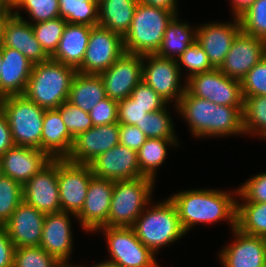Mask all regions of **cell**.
I'll list each match as a JSON object with an SVG mask.
<instances>
[{
	"mask_svg": "<svg viewBox=\"0 0 266 267\" xmlns=\"http://www.w3.org/2000/svg\"><path fill=\"white\" fill-rule=\"evenodd\" d=\"M0 160L3 175L24 185L52 158L40 149L14 145L0 157Z\"/></svg>",
	"mask_w": 266,
	"mask_h": 267,
	"instance_id": "22",
	"label": "cell"
},
{
	"mask_svg": "<svg viewBox=\"0 0 266 267\" xmlns=\"http://www.w3.org/2000/svg\"><path fill=\"white\" fill-rule=\"evenodd\" d=\"M54 256L40 246L15 248L13 267H60Z\"/></svg>",
	"mask_w": 266,
	"mask_h": 267,
	"instance_id": "41",
	"label": "cell"
},
{
	"mask_svg": "<svg viewBox=\"0 0 266 267\" xmlns=\"http://www.w3.org/2000/svg\"><path fill=\"white\" fill-rule=\"evenodd\" d=\"M17 3L18 0H0V6L11 11L16 7Z\"/></svg>",
	"mask_w": 266,
	"mask_h": 267,
	"instance_id": "55",
	"label": "cell"
},
{
	"mask_svg": "<svg viewBox=\"0 0 266 267\" xmlns=\"http://www.w3.org/2000/svg\"><path fill=\"white\" fill-rule=\"evenodd\" d=\"M146 139L145 134L137 126L120 124L119 144L138 151Z\"/></svg>",
	"mask_w": 266,
	"mask_h": 267,
	"instance_id": "48",
	"label": "cell"
},
{
	"mask_svg": "<svg viewBox=\"0 0 266 267\" xmlns=\"http://www.w3.org/2000/svg\"><path fill=\"white\" fill-rule=\"evenodd\" d=\"M3 176V169H2V164H1V160H0V178Z\"/></svg>",
	"mask_w": 266,
	"mask_h": 267,
	"instance_id": "57",
	"label": "cell"
},
{
	"mask_svg": "<svg viewBox=\"0 0 266 267\" xmlns=\"http://www.w3.org/2000/svg\"><path fill=\"white\" fill-rule=\"evenodd\" d=\"M45 214L22 201L4 225L16 248L40 246Z\"/></svg>",
	"mask_w": 266,
	"mask_h": 267,
	"instance_id": "23",
	"label": "cell"
},
{
	"mask_svg": "<svg viewBox=\"0 0 266 267\" xmlns=\"http://www.w3.org/2000/svg\"><path fill=\"white\" fill-rule=\"evenodd\" d=\"M93 235L104 237L107 245L105 259L111 262L123 267H161L158 257L137 238L132 227L103 226Z\"/></svg>",
	"mask_w": 266,
	"mask_h": 267,
	"instance_id": "8",
	"label": "cell"
},
{
	"mask_svg": "<svg viewBox=\"0 0 266 267\" xmlns=\"http://www.w3.org/2000/svg\"><path fill=\"white\" fill-rule=\"evenodd\" d=\"M15 248L5 227L0 226V267H13Z\"/></svg>",
	"mask_w": 266,
	"mask_h": 267,
	"instance_id": "49",
	"label": "cell"
},
{
	"mask_svg": "<svg viewBox=\"0 0 266 267\" xmlns=\"http://www.w3.org/2000/svg\"><path fill=\"white\" fill-rule=\"evenodd\" d=\"M176 59L155 54L143 55L142 80L169 104L177 105L186 91V82Z\"/></svg>",
	"mask_w": 266,
	"mask_h": 267,
	"instance_id": "10",
	"label": "cell"
},
{
	"mask_svg": "<svg viewBox=\"0 0 266 267\" xmlns=\"http://www.w3.org/2000/svg\"><path fill=\"white\" fill-rule=\"evenodd\" d=\"M106 97L100 75L77 72L73 78L67 101L85 112H90L98 102Z\"/></svg>",
	"mask_w": 266,
	"mask_h": 267,
	"instance_id": "30",
	"label": "cell"
},
{
	"mask_svg": "<svg viewBox=\"0 0 266 267\" xmlns=\"http://www.w3.org/2000/svg\"><path fill=\"white\" fill-rule=\"evenodd\" d=\"M58 159H52L23 185V201L44 214L61 211Z\"/></svg>",
	"mask_w": 266,
	"mask_h": 267,
	"instance_id": "18",
	"label": "cell"
},
{
	"mask_svg": "<svg viewBox=\"0 0 266 267\" xmlns=\"http://www.w3.org/2000/svg\"><path fill=\"white\" fill-rule=\"evenodd\" d=\"M239 185L236 202L266 203V171L250 176Z\"/></svg>",
	"mask_w": 266,
	"mask_h": 267,
	"instance_id": "43",
	"label": "cell"
},
{
	"mask_svg": "<svg viewBox=\"0 0 266 267\" xmlns=\"http://www.w3.org/2000/svg\"><path fill=\"white\" fill-rule=\"evenodd\" d=\"M256 0H228V6L232 17H239L245 12Z\"/></svg>",
	"mask_w": 266,
	"mask_h": 267,
	"instance_id": "52",
	"label": "cell"
},
{
	"mask_svg": "<svg viewBox=\"0 0 266 267\" xmlns=\"http://www.w3.org/2000/svg\"><path fill=\"white\" fill-rule=\"evenodd\" d=\"M132 228L137 238L157 257V253L163 248H169L189 236L183 230L177 209L168 196L161 201L153 200L136 219Z\"/></svg>",
	"mask_w": 266,
	"mask_h": 267,
	"instance_id": "3",
	"label": "cell"
},
{
	"mask_svg": "<svg viewBox=\"0 0 266 267\" xmlns=\"http://www.w3.org/2000/svg\"><path fill=\"white\" fill-rule=\"evenodd\" d=\"M230 242L217 251L221 267H264L266 238L247 235L237 228L231 230Z\"/></svg>",
	"mask_w": 266,
	"mask_h": 267,
	"instance_id": "16",
	"label": "cell"
},
{
	"mask_svg": "<svg viewBox=\"0 0 266 267\" xmlns=\"http://www.w3.org/2000/svg\"><path fill=\"white\" fill-rule=\"evenodd\" d=\"M0 108L7 118L14 145L41 150L42 125L46 109L25 95L1 98Z\"/></svg>",
	"mask_w": 266,
	"mask_h": 267,
	"instance_id": "7",
	"label": "cell"
},
{
	"mask_svg": "<svg viewBox=\"0 0 266 267\" xmlns=\"http://www.w3.org/2000/svg\"><path fill=\"white\" fill-rule=\"evenodd\" d=\"M57 110L60 112L62 120L73 138L93 127L88 112L83 111L68 101L63 102Z\"/></svg>",
	"mask_w": 266,
	"mask_h": 267,
	"instance_id": "42",
	"label": "cell"
},
{
	"mask_svg": "<svg viewBox=\"0 0 266 267\" xmlns=\"http://www.w3.org/2000/svg\"><path fill=\"white\" fill-rule=\"evenodd\" d=\"M118 102L111 98H104L98 102L90 112L93 126L118 123Z\"/></svg>",
	"mask_w": 266,
	"mask_h": 267,
	"instance_id": "46",
	"label": "cell"
},
{
	"mask_svg": "<svg viewBox=\"0 0 266 267\" xmlns=\"http://www.w3.org/2000/svg\"><path fill=\"white\" fill-rule=\"evenodd\" d=\"M12 13L30 24L53 20L60 17L59 2L58 0H18Z\"/></svg>",
	"mask_w": 266,
	"mask_h": 267,
	"instance_id": "36",
	"label": "cell"
},
{
	"mask_svg": "<svg viewBox=\"0 0 266 267\" xmlns=\"http://www.w3.org/2000/svg\"><path fill=\"white\" fill-rule=\"evenodd\" d=\"M88 165L95 177L111 181L133 180L144 176L140 172L137 151L122 144L100 154Z\"/></svg>",
	"mask_w": 266,
	"mask_h": 267,
	"instance_id": "19",
	"label": "cell"
},
{
	"mask_svg": "<svg viewBox=\"0 0 266 267\" xmlns=\"http://www.w3.org/2000/svg\"><path fill=\"white\" fill-rule=\"evenodd\" d=\"M124 52L122 36L100 25L93 26L83 62L77 68V72L99 75Z\"/></svg>",
	"mask_w": 266,
	"mask_h": 267,
	"instance_id": "11",
	"label": "cell"
},
{
	"mask_svg": "<svg viewBox=\"0 0 266 267\" xmlns=\"http://www.w3.org/2000/svg\"><path fill=\"white\" fill-rule=\"evenodd\" d=\"M138 0H101L98 25L124 37L130 28Z\"/></svg>",
	"mask_w": 266,
	"mask_h": 267,
	"instance_id": "29",
	"label": "cell"
},
{
	"mask_svg": "<svg viewBox=\"0 0 266 267\" xmlns=\"http://www.w3.org/2000/svg\"><path fill=\"white\" fill-rule=\"evenodd\" d=\"M118 123L126 125H136L140 123L145 115L150 113V107H142L136 104L130 96L118 101Z\"/></svg>",
	"mask_w": 266,
	"mask_h": 267,
	"instance_id": "47",
	"label": "cell"
},
{
	"mask_svg": "<svg viewBox=\"0 0 266 267\" xmlns=\"http://www.w3.org/2000/svg\"><path fill=\"white\" fill-rule=\"evenodd\" d=\"M182 144L180 140L147 138L137 151L140 172L156 181L157 175L160 174L158 170L166 163L169 149L178 148Z\"/></svg>",
	"mask_w": 266,
	"mask_h": 267,
	"instance_id": "31",
	"label": "cell"
},
{
	"mask_svg": "<svg viewBox=\"0 0 266 267\" xmlns=\"http://www.w3.org/2000/svg\"><path fill=\"white\" fill-rule=\"evenodd\" d=\"M236 228L266 238V203L236 202Z\"/></svg>",
	"mask_w": 266,
	"mask_h": 267,
	"instance_id": "33",
	"label": "cell"
},
{
	"mask_svg": "<svg viewBox=\"0 0 266 267\" xmlns=\"http://www.w3.org/2000/svg\"><path fill=\"white\" fill-rule=\"evenodd\" d=\"M243 97L266 96V55L241 79Z\"/></svg>",
	"mask_w": 266,
	"mask_h": 267,
	"instance_id": "44",
	"label": "cell"
},
{
	"mask_svg": "<svg viewBox=\"0 0 266 267\" xmlns=\"http://www.w3.org/2000/svg\"><path fill=\"white\" fill-rule=\"evenodd\" d=\"M14 146L7 118L0 108V157Z\"/></svg>",
	"mask_w": 266,
	"mask_h": 267,
	"instance_id": "50",
	"label": "cell"
},
{
	"mask_svg": "<svg viewBox=\"0 0 266 267\" xmlns=\"http://www.w3.org/2000/svg\"><path fill=\"white\" fill-rule=\"evenodd\" d=\"M243 108L217 105L192 95L187 89L177 104L179 118L187 123L189 129L187 132L196 141L208 138L245 137Z\"/></svg>",
	"mask_w": 266,
	"mask_h": 267,
	"instance_id": "2",
	"label": "cell"
},
{
	"mask_svg": "<svg viewBox=\"0 0 266 267\" xmlns=\"http://www.w3.org/2000/svg\"><path fill=\"white\" fill-rule=\"evenodd\" d=\"M172 105V107H170ZM170 107V108H169ZM173 110L178 115L177 105L167 104L163 109L151 112L145 115V118L136 123L137 126L147 138H161L169 140H180L176 133Z\"/></svg>",
	"mask_w": 266,
	"mask_h": 267,
	"instance_id": "32",
	"label": "cell"
},
{
	"mask_svg": "<svg viewBox=\"0 0 266 267\" xmlns=\"http://www.w3.org/2000/svg\"><path fill=\"white\" fill-rule=\"evenodd\" d=\"M114 181L93 176L90 180L83 208L76 216L83 233L93 235L106 225L112 201Z\"/></svg>",
	"mask_w": 266,
	"mask_h": 267,
	"instance_id": "17",
	"label": "cell"
},
{
	"mask_svg": "<svg viewBox=\"0 0 266 267\" xmlns=\"http://www.w3.org/2000/svg\"><path fill=\"white\" fill-rule=\"evenodd\" d=\"M23 201V185L7 176L0 178V226H4Z\"/></svg>",
	"mask_w": 266,
	"mask_h": 267,
	"instance_id": "37",
	"label": "cell"
},
{
	"mask_svg": "<svg viewBox=\"0 0 266 267\" xmlns=\"http://www.w3.org/2000/svg\"><path fill=\"white\" fill-rule=\"evenodd\" d=\"M266 55V41L240 31L232 41L220 70L240 80Z\"/></svg>",
	"mask_w": 266,
	"mask_h": 267,
	"instance_id": "20",
	"label": "cell"
},
{
	"mask_svg": "<svg viewBox=\"0 0 266 267\" xmlns=\"http://www.w3.org/2000/svg\"><path fill=\"white\" fill-rule=\"evenodd\" d=\"M238 18L242 32L266 41V0H256Z\"/></svg>",
	"mask_w": 266,
	"mask_h": 267,
	"instance_id": "39",
	"label": "cell"
},
{
	"mask_svg": "<svg viewBox=\"0 0 266 267\" xmlns=\"http://www.w3.org/2000/svg\"><path fill=\"white\" fill-rule=\"evenodd\" d=\"M59 14L67 23L97 26L99 2L95 0H58Z\"/></svg>",
	"mask_w": 266,
	"mask_h": 267,
	"instance_id": "35",
	"label": "cell"
},
{
	"mask_svg": "<svg viewBox=\"0 0 266 267\" xmlns=\"http://www.w3.org/2000/svg\"><path fill=\"white\" fill-rule=\"evenodd\" d=\"M12 14V11L9 9L3 8L0 11V48L2 47L3 43V34H4V27L7 21V18Z\"/></svg>",
	"mask_w": 266,
	"mask_h": 267,
	"instance_id": "53",
	"label": "cell"
},
{
	"mask_svg": "<svg viewBox=\"0 0 266 267\" xmlns=\"http://www.w3.org/2000/svg\"><path fill=\"white\" fill-rule=\"evenodd\" d=\"M143 56L124 52L100 75L106 96L115 101L128 98L142 80Z\"/></svg>",
	"mask_w": 266,
	"mask_h": 267,
	"instance_id": "14",
	"label": "cell"
},
{
	"mask_svg": "<svg viewBox=\"0 0 266 267\" xmlns=\"http://www.w3.org/2000/svg\"><path fill=\"white\" fill-rule=\"evenodd\" d=\"M76 264H62L60 267H78L77 266V262H75Z\"/></svg>",
	"mask_w": 266,
	"mask_h": 267,
	"instance_id": "56",
	"label": "cell"
},
{
	"mask_svg": "<svg viewBox=\"0 0 266 267\" xmlns=\"http://www.w3.org/2000/svg\"><path fill=\"white\" fill-rule=\"evenodd\" d=\"M130 97L142 107H150V113L163 109L168 102L155 92L145 81L141 80L133 89Z\"/></svg>",
	"mask_w": 266,
	"mask_h": 267,
	"instance_id": "45",
	"label": "cell"
},
{
	"mask_svg": "<svg viewBox=\"0 0 266 267\" xmlns=\"http://www.w3.org/2000/svg\"><path fill=\"white\" fill-rule=\"evenodd\" d=\"M73 219L78 222L76 215L65 211L47 213L44 217L40 247L62 264H75L71 260L76 240Z\"/></svg>",
	"mask_w": 266,
	"mask_h": 267,
	"instance_id": "13",
	"label": "cell"
},
{
	"mask_svg": "<svg viewBox=\"0 0 266 267\" xmlns=\"http://www.w3.org/2000/svg\"><path fill=\"white\" fill-rule=\"evenodd\" d=\"M240 31L238 17L231 16L229 21L211 20L197 24L196 42L204 49L211 65L214 68H220L232 41Z\"/></svg>",
	"mask_w": 266,
	"mask_h": 267,
	"instance_id": "15",
	"label": "cell"
},
{
	"mask_svg": "<svg viewBox=\"0 0 266 267\" xmlns=\"http://www.w3.org/2000/svg\"><path fill=\"white\" fill-rule=\"evenodd\" d=\"M264 267H266V254H265V263H264Z\"/></svg>",
	"mask_w": 266,
	"mask_h": 267,
	"instance_id": "59",
	"label": "cell"
},
{
	"mask_svg": "<svg viewBox=\"0 0 266 267\" xmlns=\"http://www.w3.org/2000/svg\"><path fill=\"white\" fill-rule=\"evenodd\" d=\"M156 181L150 177L114 181L109 216L104 227H132L154 200Z\"/></svg>",
	"mask_w": 266,
	"mask_h": 267,
	"instance_id": "5",
	"label": "cell"
},
{
	"mask_svg": "<svg viewBox=\"0 0 266 267\" xmlns=\"http://www.w3.org/2000/svg\"><path fill=\"white\" fill-rule=\"evenodd\" d=\"M2 46L18 50L33 64L50 59L36 39L32 24L13 13L7 18Z\"/></svg>",
	"mask_w": 266,
	"mask_h": 267,
	"instance_id": "25",
	"label": "cell"
},
{
	"mask_svg": "<svg viewBox=\"0 0 266 267\" xmlns=\"http://www.w3.org/2000/svg\"><path fill=\"white\" fill-rule=\"evenodd\" d=\"M77 69L49 59L33 64L24 95L44 109H57L68 100Z\"/></svg>",
	"mask_w": 266,
	"mask_h": 267,
	"instance_id": "4",
	"label": "cell"
},
{
	"mask_svg": "<svg viewBox=\"0 0 266 267\" xmlns=\"http://www.w3.org/2000/svg\"><path fill=\"white\" fill-rule=\"evenodd\" d=\"M0 98L24 95L33 63L14 48H0Z\"/></svg>",
	"mask_w": 266,
	"mask_h": 267,
	"instance_id": "24",
	"label": "cell"
},
{
	"mask_svg": "<svg viewBox=\"0 0 266 267\" xmlns=\"http://www.w3.org/2000/svg\"><path fill=\"white\" fill-rule=\"evenodd\" d=\"M84 265H87V266H84ZM77 266L78 267H123V266H121L119 264H116L114 262H111V261H109L107 259L105 260V258L102 259V261H99L97 263L94 262V264L93 263L92 264L85 263V264H82V265L77 264Z\"/></svg>",
	"mask_w": 266,
	"mask_h": 267,
	"instance_id": "54",
	"label": "cell"
},
{
	"mask_svg": "<svg viewBox=\"0 0 266 267\" xmlns=\"http://www.w3.org/2000/svg\"><path fill=\"white\" fill-rule=\"evenodd\" d=\"M174 16L165 9L138 2L130 28L123 37L125 52L142 56L155 54Z\"/></svg>",
	"mask_w": 266,
	"mask_h": 267,
	"instance_id": "6",
	"label": "cell"
},
{
	"mask_svg": "<svg viewBox=\"0 0 266 267\" xmlns=\"http://www.w3.org/2000/svg\"><path fill=\"white\" fill-rule=\"evenodd\" d=\"M179 1L180 0H138V2L156 7V8H161L165 9L167 11L172 12L175 16L181 14L179 10H181L179 7Z\"/></svg>",
	"mask_w": 266,
	"mask_h": 267,
	"instance_id": "51",
	"label": "cell"
},
{
	"mask_svg": "<svg viewBox=\"0 0 266 267\" xmlns=\"http://www.w3.org/2000/svg\"><path fill=\"white\" fill-rule=\"evenodd\" d=\"M243 128L248 138L266 139V96L244 97Z\"/></svg>",
	"mask_w": 266,
	"mask_h": 267,
	"instance_id": "34",
	"label": "cell"
},
{
	"mask_svg": "<svg viewBox=\"0 0 266 267\" xmlns=\"http://www.w3.org/2000/svg\"><path fill=\"white\" fill-rule=\"evenodd\" d=\"M1 64H2V55H1V52H0V69H1Z\"/></svg>",
	"mask_w": 266,
	"mask_h": 267,
	"instance_id": "58",
	"label": "cell"
},
{
	"mask_svg": "<svg viewBox=\"0 0 266 267\" xmlns=\"http://www.w3.org/2000/svg\"><path fill=\"white\" fill-rule=\"evenodd\" d=\"M58 189L61 211L78 215L83 208L87 189L94 176L88 164L58 159Z\"/></svg>",
	"mask_w": 266,
	"mask_h": 267,
	"instance_id": "12",
	"label": "cell"
},
{
	"mask_svg": "<svg viewBox=\"0 0 266 267\" xmlns=\"http://www.w3.org/2000/svg\"><path fill=\"white\" fill-rule=\"evenodd\" d=\"M91 29L88 25L67 23L50 59L77 69L83 62Z\"/></svg>",
	"mask_w": 266,
	"mask_h": 267,
	"instance_id": "27",
	"label": "cell"
},
{
	"mask_svg": "<svg viewBox=\"0 0 266 267\" xmlns=\"http://www.w3.org/2000/svg\"><path fill=\"white\" fill-rule=\"evenodd\" d=\"M186 89L194 96L229 107H244L240 80L230 78L219 68L187 79Z\"/></svg>",
	"mask_w": 266,
	"mask_h": 267,
	"instance_id": "9",
	"label": "cell"
},
{
	"mask_svg": "<svg viewBox=\"0 0 266 267\" xmlns=\"http://www.w3.org/2000/svg\"><path fill=\"white\" fill-rule=\"evenodd\" d=\"M74 138L64 124L57 109H46L44 113L41 150L52 159L67 158L72 150Z\"/></svg>",
	"mask_w": 266,
	"mask_h": 267,
	"instance_id": "26",
	"label": "cell"
},
{
	"mask_svg": "<svg viewBox=\"0 0 266 267\" xmlns=\"http://www.w3.org/2000/svg\"><path fill=\"white\" fill-rule=\"evenodd\" d=\"M66 24L61 17L32 24L36 39L49 56L57 49Z\"/></svg>",
	"mask_w": 266,
	"mask_h": 267,
	"instance_id": "40",
	"label": "cell"
},
{
	"mask_svg": "<svg viewBox=\"0 0 266 267\" xmlns=\"http://www.w3.org/2000/svg\"><path fill=\"white\" fill-rule=\"evenodd\" d=\"M181 15H176L168 23L163 40L155 55L162 58L177 59L196 41L197 23L190 24ZM192 25V26H191Z\"/></svg>",
	"mask_w": 266,
	"mask_h": 267,
	"instance_id": "28",
	"label": "cell"
},
{
	"mask_svg": "<svg viewBox=\"0 0 266 267\" xmlns=\"http://www.w3.org/2000/svg\"><path fill=\"white\" fill-rule=\"evenodd\" d=\"M119 123L93 126L74 138L72 150L66 158L77 164H89L100 154L119 144Z\"/></svg>",
	"mask_w": 266,
	"mask_h": 267,
	"instance_id": "21",
	"label": "cell"
},
{
	"mask_svg": "<svg viewBox=\"0 0 266 267\" xmlns=\"http://www.w3.org/2000/svg\"><path fill=\"white\" fill-rule=\"evenodd\" d=\"M176 60L185 80L195 74L214 69L207 54L204 52V49L196 41L191 44Z\"/></svg>",
	"mask_w": 266,
	"mask_h": 267,
	"instance_id": "38",
	"label": "cell"
},
{
	"mask_svg": "<svg viewBox=\"0 0 266 267\" xmlns=\"http://www.w3.org/2000/svg\"><path fill=\"white\" fill-rule=\"evenodd\" d=\"M237 194V186L228 190L202 187L176 190L168 197L177 209L183 230L188 234L196 226H213L220 222L226 223L230 231L235 229Z\"/></svg>",
	"mask_w": 266,
	"mask_h": 267,
	"instance_id": "1",
	"label": "cell"
}]
</instances>
